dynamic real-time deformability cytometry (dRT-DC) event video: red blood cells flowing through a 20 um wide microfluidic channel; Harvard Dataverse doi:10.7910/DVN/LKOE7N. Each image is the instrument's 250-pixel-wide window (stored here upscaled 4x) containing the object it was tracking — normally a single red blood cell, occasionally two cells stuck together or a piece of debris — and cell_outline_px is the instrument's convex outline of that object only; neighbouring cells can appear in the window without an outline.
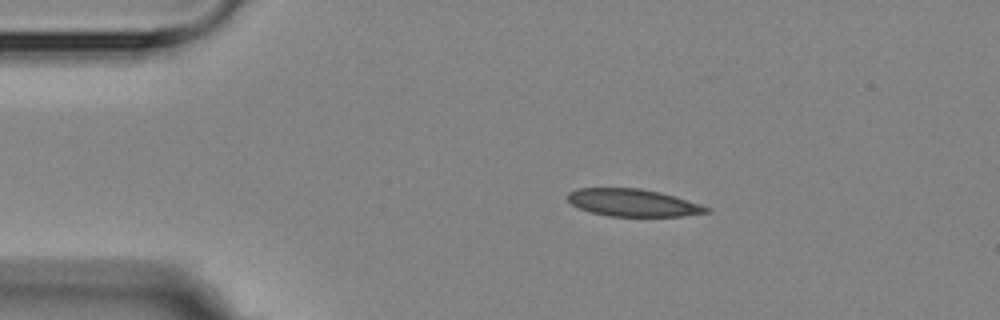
{"species": "Egyptian fruit bat (a non-hibernating species)", "species_latin": "Rousettus aegyptiacus", "temperature_condition": "room temperature", "stored_images_in_passage": 15, "camera_frame_rate_fps": 3000, "um_per_image_px": 0.085, "animal": {"sex": "female"}, "frame": {"image": 1, "passage_image": 2, "time_ms": 1.333, "image_size_px": [1000, 320], "cell_outline_px": [[712, 208], [708, 212], [680, 216], [608, 216], [592, 212], [580, 208], [572, 204], [568, 200], [568, 192], [576, 188], [640, 188], [660, 192], [700, 204]], "centroid_in_image_um": [53.79, 17.22], "position_along_channel_um": 31.2, "area_um2": 21.96}}
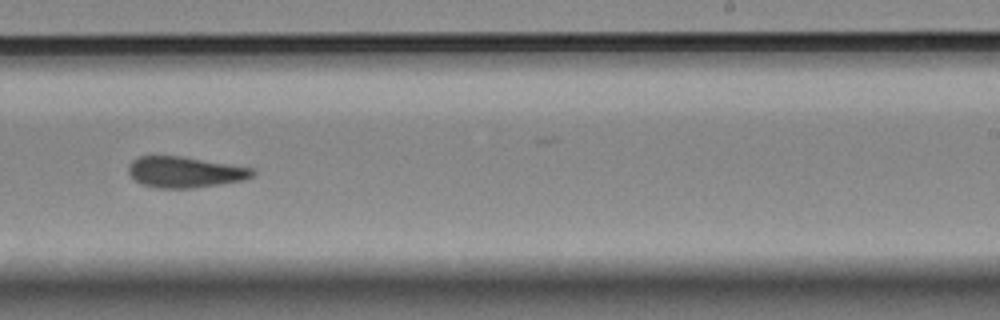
{"frame": {"image": 2, "passage_image": 9, "time_ms": 9.333, "image_size_px": [1000, 320], "cell_outline_px": [[256, 172], [252, 176], [244, 180], [220, 184], [192, 188], [156, 188], [140, 184], [128, 172], [128, 164], [132, 160], [140, 156], [184, 156], [252, 168]], "centroid_in_image_um": [15.7, 14.62], "position_along_channel_um": 273.3, "area_um2": 22.43}}
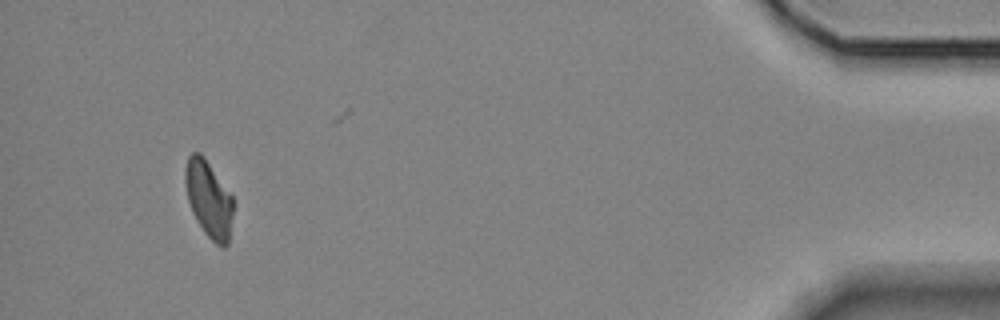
{"frame": {"image": 3, "passage_image": 14, "time_ms": 15.333, "image_size_px": [1000, 320], "cell_outline_px": [[232, 216], [228, 244], [224, 248], [220, 248], [204, 232], [196, 220], [192, 212], [188, 200], [184, 176], [184, 172], [188, 156], [192, 152], [200, 152], [204, 156], [232, 196]], "centroid_in_image_um": [17.73, 16.92], "position_along_channel_um": 417.5, "area_um2": 21.33}, "authors_computed_cell_mechanics": {"area_um2": 22.4264, "velocity_mm_per_s": 3.5864, "shape_relaxation_time_tau1_ms": null, "shape_relaxation_time_tau2_ms": 2.8735, "deformation_change_tau1": null, "deformation_change_tau2": 0.1091}}